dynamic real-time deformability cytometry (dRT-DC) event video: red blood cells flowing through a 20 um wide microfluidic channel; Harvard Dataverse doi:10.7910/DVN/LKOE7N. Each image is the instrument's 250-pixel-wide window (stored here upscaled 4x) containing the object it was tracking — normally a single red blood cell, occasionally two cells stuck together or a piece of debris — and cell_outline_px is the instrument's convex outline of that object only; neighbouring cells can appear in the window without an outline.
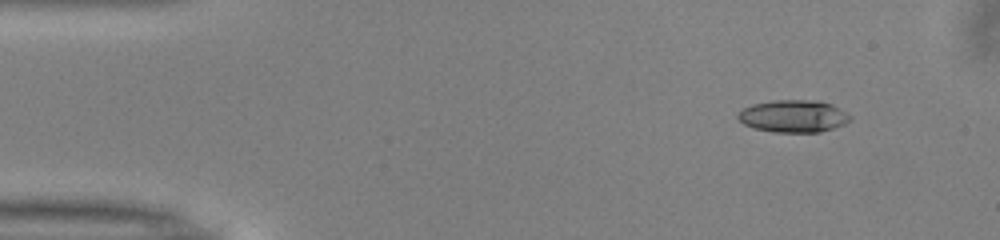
{"species": "common noctule bat (a hibernating species)", "species_latin": "Nyctalus noctula", "temperature_condition": "warm", "stored_images_in_passage": 46, "camera_frame_rate_fps": 3000, "um_per_image_px": 0.085, "animal": {"sex": "male", "body_mass_g": 13.0, "forearm_length_mm": 53.1}, "frame": {"image": 1, "passage_image": 1, "time_ms": 0.0, "image_size_px": [1000, 240], "cell_outline_px": [[852, 120], [844, 124], [820, 132], [772, 132], [752, 128], [744, 124], [736, 116], [736, 112], [752, 104], [772, 100], [816, 100], [832, 104], [852, 116]], "centroid_in_image_um": [67.42, 9.87], "position_along_channel_um": 17.6, "area_um2": 21.33}}
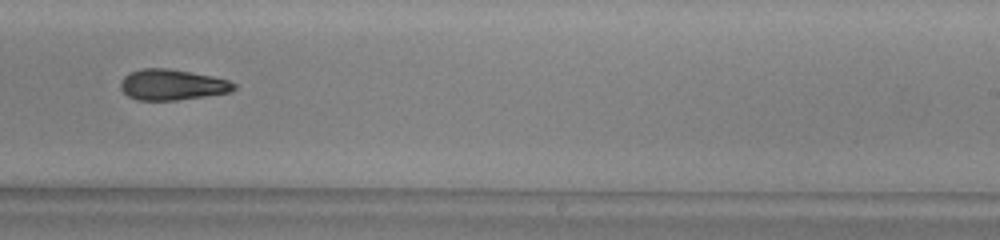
{"frame": {"image": 2, "passage_image": 27, "time_ms": 8.667, "image_size_px": [1000, 240], "cell_outline_px": [[236, 88], [232, 92], [176, 100], [136, 100], [128, 96], [120, 88], [120, 80], [128, 72], [140, 68], [168, 68], [192, 72], [212, 76], [228, 80], [236, 84]], "centroid_in_image_um": [14.61, 7.19], "position_along_channel_um": 274.4, "area_um2": 20.52}}
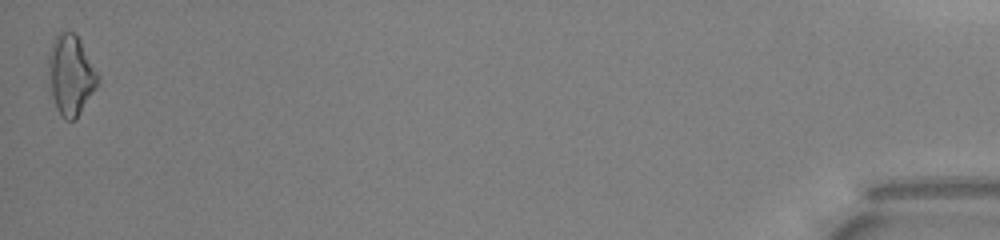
{"frame": {"image": 3, "passage_image": 46, "time_ms": 15.0, "image_size_px": [1000, 240], "cell_outline_px": [[100, 84], [76, 120], [64, 120], [60, 116], [56, 108], [52, 96], [48, 60], [48, 56], [52, 40], [60, 32], [72, 32], [80, 40], [100, 76]], "centroid_in_image_um": [6.05, 6.42], "position_along_channel_um": 429.1, "area_um2": 23.24}, "authors_computed_cell_mechanics": {"area_um2": 20.6924, "velocity_mm_per_s": 4.0525, "shape_relaxation_time_tau1_ms": 4.4175, "shape_relaxation_time_tau2_ms": 7.7588, "deformation_change_tau1": 0.1611, "deformation_change_tau2": 0.2002}}